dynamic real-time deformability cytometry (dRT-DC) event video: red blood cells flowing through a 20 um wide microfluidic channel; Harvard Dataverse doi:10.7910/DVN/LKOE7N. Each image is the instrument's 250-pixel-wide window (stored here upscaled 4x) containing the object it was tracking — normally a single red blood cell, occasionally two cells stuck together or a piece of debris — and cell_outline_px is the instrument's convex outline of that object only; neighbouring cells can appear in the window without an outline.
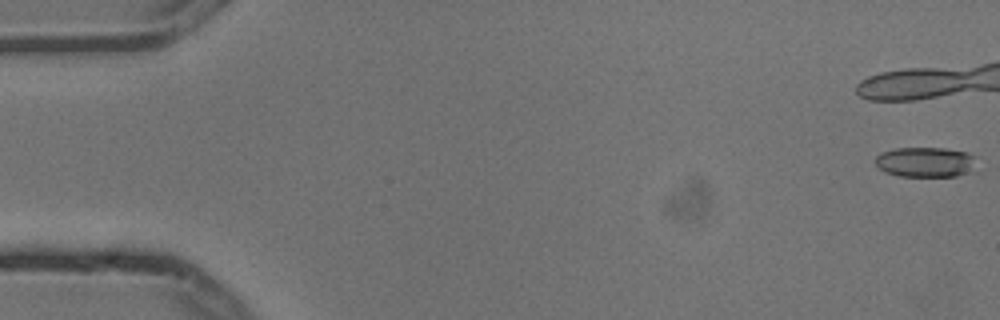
{"species": "common noctule bat (a hibernating species)", "species_latin": "Nyctalus noctula", "temperature_condition": "cold", "stored_images_in_passage": 6, "segment_of_instrument_passage": [2, 2], "camera_frame_rate_fps": 3000, "um_per_image_px": 0.085, "animal": {"sex": "male", "body_mass_g": 13.3}, "frame": {"image": 1, "passage_image": 6, "time_ms": 1.667, "image_size_px": [1000, 320], "cell_outline_px": [[980, 172], [956, 176], [900, 176], [884, 172], [876, 164], [876, 156], [880, 152], [896, 148], [944, 148], [968, 152], [976, 156]], "centroid_in_image_um": [78.81, 13.79], "position_along_channel_um": 6.2, "area_um2": 18.44}}